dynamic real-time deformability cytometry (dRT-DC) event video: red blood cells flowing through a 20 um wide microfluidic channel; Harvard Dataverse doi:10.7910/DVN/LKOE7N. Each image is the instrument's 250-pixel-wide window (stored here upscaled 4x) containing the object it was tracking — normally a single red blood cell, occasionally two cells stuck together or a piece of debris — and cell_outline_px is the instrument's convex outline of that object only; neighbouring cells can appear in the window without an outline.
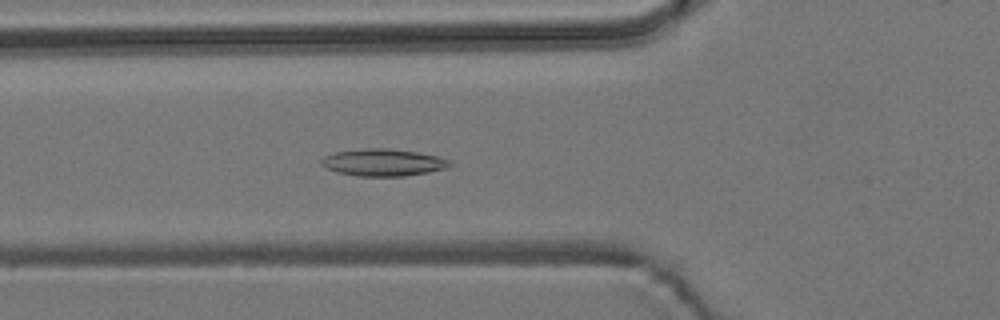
{"species": "common noctule bat (a hibernating species)", "species_latin": "Nyctalus noctula", "temperature_condition": "room temperature", "stored_images_in_passage": 4, "camera_frame_rate_fps": 3000, "um_per_image_px": 0.085, "animal": {"sex": "male", "body_mass_g": 19.2, "forearm_length_mm": 51.8}, "frame": {"image": 1, "passage_image": 4, "time_ms": 4.0, "image_size_px": [1000, 320], "cell_outline_px": [[452, 164], [444, 168], [428, 172], [404, 176], [356, 176], [336, 172], [320, 164], [320, 160], [324, 156], [336, 152], [368, 148], [388, 148], [416, 152], [436, 156], [448, 160]], "centroid_in_image_um": [32.52, 13.81], "position_along_channel_um": 93.3, "area_um2": 20.06}}